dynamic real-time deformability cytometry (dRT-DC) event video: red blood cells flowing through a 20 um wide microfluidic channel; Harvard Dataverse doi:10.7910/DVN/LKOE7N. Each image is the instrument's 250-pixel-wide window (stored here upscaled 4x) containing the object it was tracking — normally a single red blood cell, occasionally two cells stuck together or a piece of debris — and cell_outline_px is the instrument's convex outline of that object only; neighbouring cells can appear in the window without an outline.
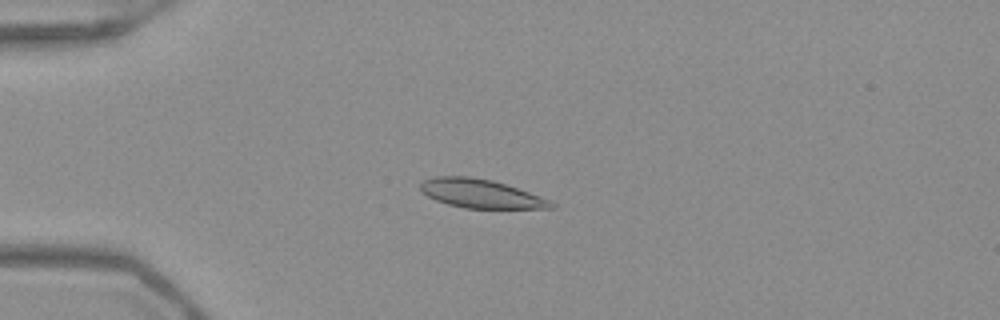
{"species": "Egyptian fruit bat (a non-hibernating species)", "species_latin": "Rousettus aegyptiacus", "temperature_condition": "warm", "stored_images_in_passage": 52, "camera_frame_rate_fps": 3000, "um_per_image_px": 0.085, "frame": {"image": 1, "passage_image": 15, "time_ms": 4.667, "image_size_px": [1000, 320], "cell_outline_px": [[556, 208], [464, 208], [448, 204], [436, 200], [420, 192], [420, 184], [424, 180], [436, 176], [468, 176], [492, 180], [528, 192], [548, 200], [556, 204]], "centroid_in_image_um": [40.81, 16.46], "position_along_channel_um": 44.2, "area_um2": 21.62}}
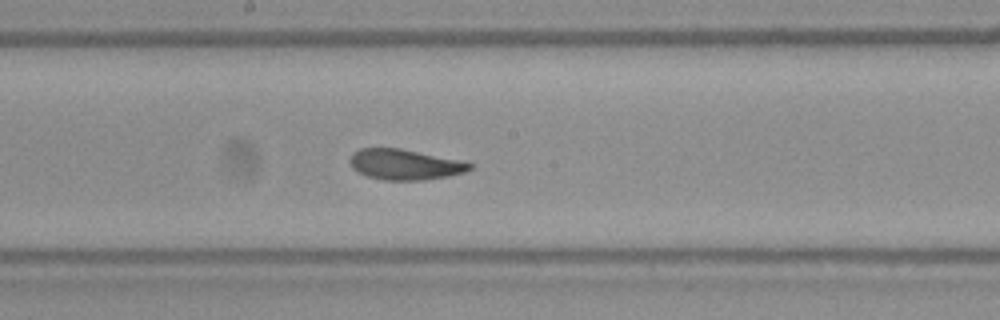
{"frame": {"image": 2, "passage_image": 30, "time_ms": 9.667, "image_size_px": [1000, 320], "cell_outline_px": [[476, 164], [472, 168], [464, 172], [448, 176], [424, 180], [384, 180], [368, 176], [352, 168], [348, 160], [352, 152], [360, 148], [400, 148], [460, 160]], "centroid_in_image_um": [34.41, 13.97], "position_along_channel_um": 213.8, "area_um2": 21.39}}
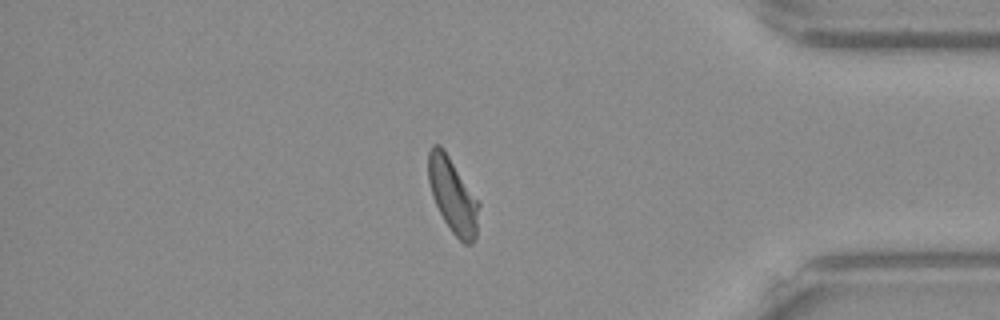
{"frame": {"image": 3, "passage_image": 46, "time_ms": 15.0, "image_size_px": [1000, 320], "cell_outline_px": [[480, 204], [476, 236], [472, 244], [464, 244], [452, 232], [444, 220], [432, 196], [428, 180], [428, 152], [432, 144], [440, 144], [444, 148]], "centroid_in_image_um": [38.48, 16.6], "position_along_channel_um": 396.7, "area_um2": 21.96}}